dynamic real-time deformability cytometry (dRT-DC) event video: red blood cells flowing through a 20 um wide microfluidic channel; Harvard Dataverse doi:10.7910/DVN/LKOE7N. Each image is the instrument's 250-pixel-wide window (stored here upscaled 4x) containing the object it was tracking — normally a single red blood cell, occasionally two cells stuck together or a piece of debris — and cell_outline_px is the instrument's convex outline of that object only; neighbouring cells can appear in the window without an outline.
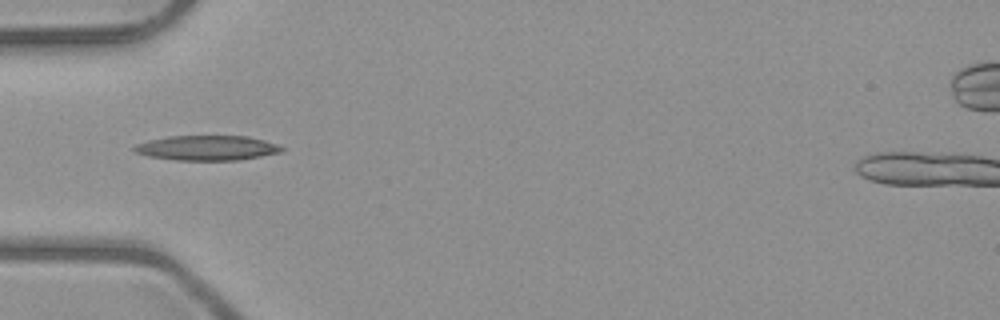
{"species": "common noctule bat (a hibernating species)", "species_latin": "Nyctalus noctula", "temperature_condition": "room temperature", "stored_images_in_passage": 36, "camera_frame_rate_fps": 3000, "um_per_image_px": 0.085, "animal": {"sex": "male", "body_mass_g": 23.1, "forearm_length_mm": 52.7}, "frame": {"image": 1, "passage_image": 2, "time_ms": 0.333, "image_size_px": [1000, 320], "cell_outline_px": [[284, 148], [280, 152], [240, 160], [176, 160], [148, 156], [136, 152], [132, 148], [136, 144], [148, 140], [168, 136], [248, 136], [280, 144]], "centroid_in_image_um": [17.6, 12.57], "position_along_channel_um": 67.4, "area_um2": 21.39}}
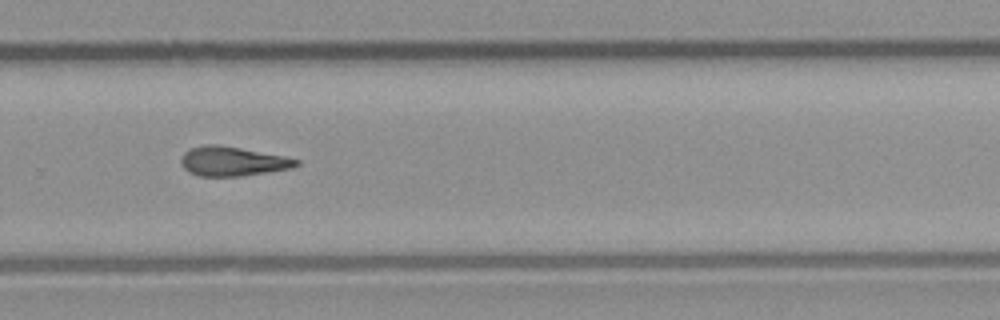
{"frame": {"image": 2, "passage_image": 20, "time_ms": 6.333, "image_size_px": [1000, 320], "cell_outline_px": [[300, 164], [292, 168], [268, 172], [240, 176], [200, 176], [188, 172], [184, 168], [180, 160], [180, 156], [184, 152], [192, 148], [208, 144], [220, 144], [284, 156], [300, 160]], "centroid_in_image_um": [19.76, 13.71], "position_along_channel_um": 310.0, "area_um2": 19.77}}
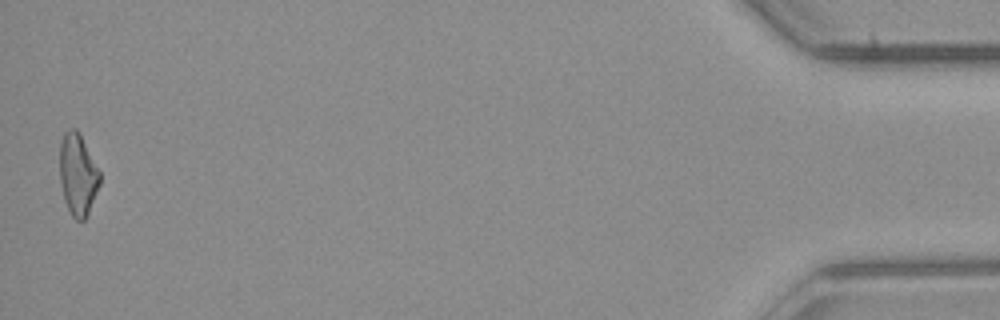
{"frame": {"image": 3, "passage_image": 36, "time_ms": 11.667, "image_size_px": [1000, 320], "cell_outline_px": [[100, 184], [88, 212], [84, 220], [76, 220], [72, 216], [64, 200], [60, 184], [60, 140], [64, 132], [68, 128], [76, 128], [100, 172]], "centroid_in_image_um": [6.59, 14.82], "position_along_channel_um": 428.6, "area_um2": 18.9}}